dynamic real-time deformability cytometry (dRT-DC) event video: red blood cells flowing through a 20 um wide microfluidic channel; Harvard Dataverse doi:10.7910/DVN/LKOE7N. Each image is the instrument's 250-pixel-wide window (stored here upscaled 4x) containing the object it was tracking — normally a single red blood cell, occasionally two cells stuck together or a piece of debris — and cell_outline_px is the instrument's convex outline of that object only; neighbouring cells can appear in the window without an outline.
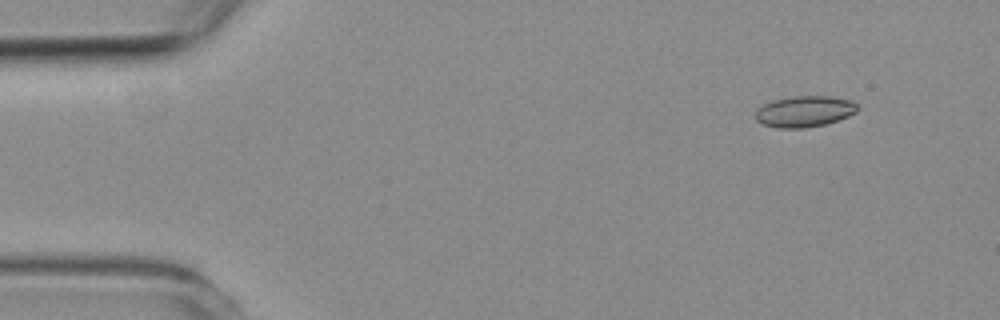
{"species": "common noctule bat (a hibernating species)", "species_latin": "Nyctalus noctula", "temperature_condition": "room temperature", "stored_images_in_passage": 7, "camera_frame_rate_fps": 3000, "um_per_image_px": 0.085, "animal": {"sex": "female", "body_mass_g": 19.3, "forearm_length_mm": 54.1}, "frame": {"image": 1, "passage_image": 2, "time_ms": 1.333, "image_size_px": [1000, 320], "cell_outline_px": [[860, 108], [856, 112], [848, 116], [824, 124], [804, 128], [776, 128], [764, 124], [756, 120], [756, 108], [760, 104], [772, 100], [792, 96], [828, 96], [852, 100]], "centroid_in_image_um": [68.35, 9.46], "position_along_channel_um": 16.6, "area_um2": 18.61}}
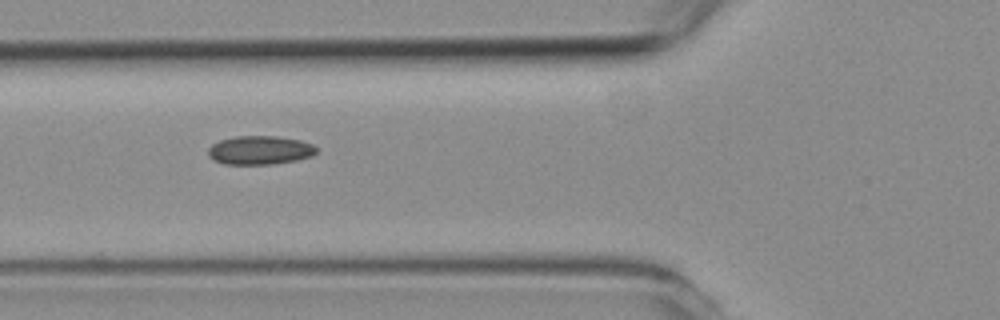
{"frame": {"image": 2, "passage_image": 5, "time_ms": 6.0, "image_size_px": [1000, 320], "cell_outline_px": [[316, 152], [312, 156], [296, 160], [272, 164], [224, 164], [212, 160], [208, 156], [208, 148], [212, 144], [220, 140], [236, 136], [276, 136], [300, 140], [312, 144], [316, 148]], "centroid_in_image_um": [22.06, 12.77], "position_along_channel_um": 103.7, "area_um2": 18.15}}
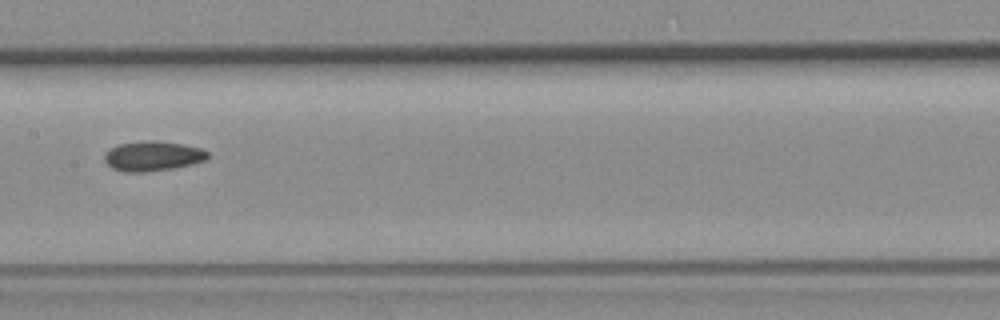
{"frame": {"image": 3, "passage_image": 7, "time_ms": 8.333, "image_size_px": [1000, 320], "cell_outline_px": [[208, 156], [204, 160], [192, 164], [172, 168], [144, 172], [124, 172], [112, 168], [104, 160], [104, 152], [120, 144], [152, 140], [184, 144], [200, 148], [208, 152]], "centroid_in_image_um": [12.96, 13.27], "position_along_channel_um": 194.4, "area_um2": 17.74}}